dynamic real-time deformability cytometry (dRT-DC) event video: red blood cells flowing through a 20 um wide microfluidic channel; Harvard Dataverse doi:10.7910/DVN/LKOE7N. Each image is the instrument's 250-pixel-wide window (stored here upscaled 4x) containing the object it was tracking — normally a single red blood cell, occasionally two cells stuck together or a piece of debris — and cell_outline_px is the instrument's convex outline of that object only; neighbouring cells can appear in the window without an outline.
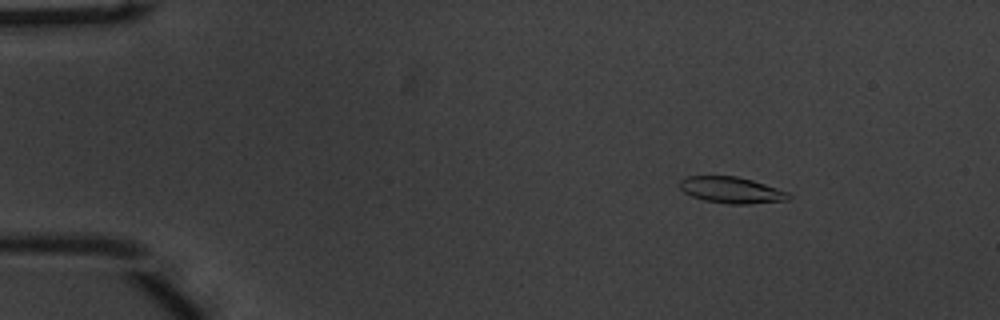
{"species": "common noctule bat (a hibernating species)", "species_latin": "Nyctalus noctula", "temperature_condition": "warm", "stored_images_in_passage": 53, "camera_frame_rate_fps": 3000, "um_per_image_px": 0.085, "animal": {"sex": "male", "body_mass_g": 20.1, "forearm_length_mm": 53.5}, "frame": {"image": 1, "passage_image": 7, "time_ms": 2.0, "image_size_px": [1000, 320], "cell_outline_px": [[792, 196], [788, 200], [752, 204], [728, 204], [704, 200], [692, 196], [684, 192], [680, 188], [680, 180], [684, 176], [736, 176], [752, 180], [788, 192]], "centroid_in_image_um": [62.17, 16.16], "position_along_channel_um": 22.8, "area_um2": 16.7}}
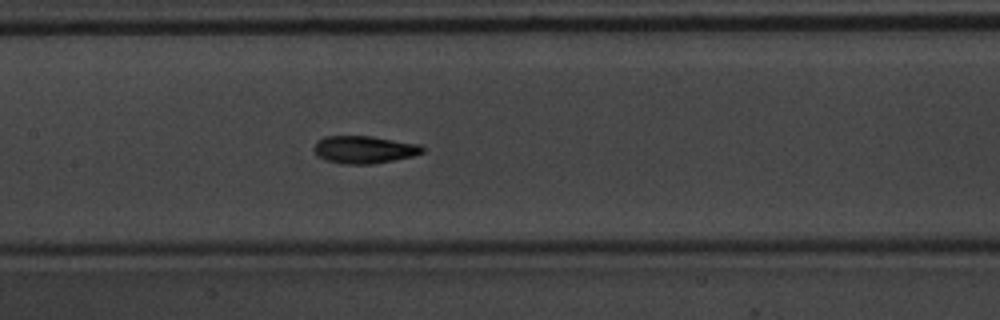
{"frame": {"image": 2, "passage_image": 26, "time_ms": 8.333, "image_size_px": [1000, 320], "cell_outline_px": [[424, 152], [412, 156], [372, 164], [340, 164], [328, 160], [320, 156], [312, 148], [316, 140], [324, 136], [372, 136], [420, 144], [424, 148]], "centroid_in_image_um": [30.95, 12.7], "position_along_channel_um": 176.5, "area_um2": 17.4}}
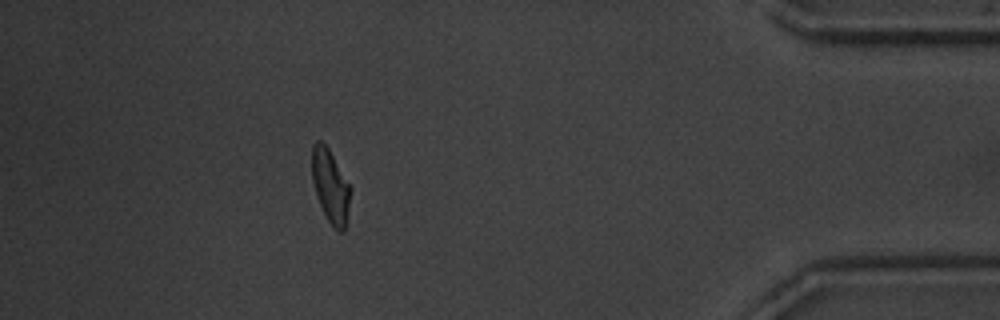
{"frame": {"image": 3, "passage_image": 48, "time_ms": 15.667, "image_size_px": [1000, 320], "cell_outline_px": [[352, 188], [344, 232], [340, 232], [328, 220], [316, 196], [312, 180], [312, 144], [316, 140], [320, 140], [328, 148]], "centroid_in_image_um": [28.08, 15.79], "position_along_channel_um": 407.1, "area_um2": 16.3}, "authors_computed_cell_mechanics": {"area_um2": 16.7042, "velocity_mm_per_s": 3.7715, "shape_relaxation_time_tau1_ms": 4.5909, "shape_relaxation_time_tau2_ms": 1.5445, "deformation_change_tau1": 0.1754, "deformation_change_tau2": 0.0801}}